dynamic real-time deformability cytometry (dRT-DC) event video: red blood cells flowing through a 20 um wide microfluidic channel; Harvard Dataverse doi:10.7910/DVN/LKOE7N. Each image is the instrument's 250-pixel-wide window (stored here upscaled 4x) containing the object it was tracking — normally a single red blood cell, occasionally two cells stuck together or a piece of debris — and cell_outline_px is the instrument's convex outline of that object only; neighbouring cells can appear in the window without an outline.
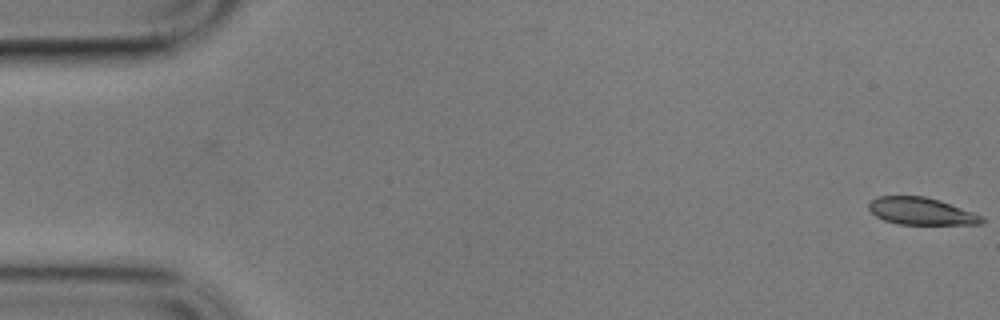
{"species": "common noctule bat (a hibernating species)", "species_latin": "Nyctalus noctula", "temperature_condition": "cold", "stored_images_in_passage": 2, "camera_frame_rate_fps": 3000, "um_per_image_px": 0.085, "animal": {"sex": "male", "body_mass_g": 17.9}, "frame": {"image": 1, "passage_image": 2, "time_ms": 0.333, "image_size_px": [1000, 320], "cell_outline_px": [[984, 220], [980, 224], [896, 224], [884, 220], [876, 216], [868, 208], [868, 204], [876, 196], [924, 196], [940, 200], [984, 216]], "centroid_in_image_um": [78.29, 17.95], "position_along_channel_um": 6.7, "area_um2": 17.92}}